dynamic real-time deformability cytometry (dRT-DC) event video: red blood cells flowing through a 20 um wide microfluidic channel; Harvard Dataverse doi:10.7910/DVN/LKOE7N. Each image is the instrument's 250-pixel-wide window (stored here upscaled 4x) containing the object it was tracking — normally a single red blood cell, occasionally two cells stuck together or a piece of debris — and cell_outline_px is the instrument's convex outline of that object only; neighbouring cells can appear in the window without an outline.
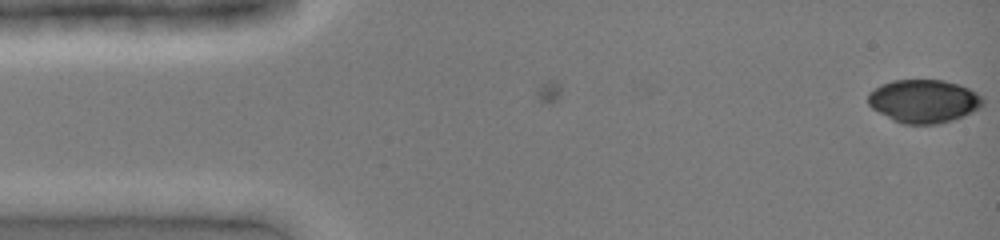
{"species": "common noctule bat (a hibernating species)", "species_latin": "Nyctalus noctula", "temperature_condition": "cold", "stored_images_in_passage": 4, "camera_frame_rate_fps": 3000, "um_per_image_px": 0.085, "animal": {"sex": "female", "body_mass_g": 19.0, "forearm_length_mm": 51.5}, "frame": {"image": 1, "passage_image": 4, "time_ms": 1.0, "image_size_px": [1000, 240], "cell_outline_px": [[984, 104], [980, 108], [964, 116], [952, 120], [936, 124], [904, 124], [872, 108], [868, 104], [868, 92], [880, 84], [892, 80], [944, 80], [960, 84], [984, 96]], "centroid_in_image_um": [78.55, 8.58], "position_along_channel_um": 6.4, "area_um2": 29.02}}